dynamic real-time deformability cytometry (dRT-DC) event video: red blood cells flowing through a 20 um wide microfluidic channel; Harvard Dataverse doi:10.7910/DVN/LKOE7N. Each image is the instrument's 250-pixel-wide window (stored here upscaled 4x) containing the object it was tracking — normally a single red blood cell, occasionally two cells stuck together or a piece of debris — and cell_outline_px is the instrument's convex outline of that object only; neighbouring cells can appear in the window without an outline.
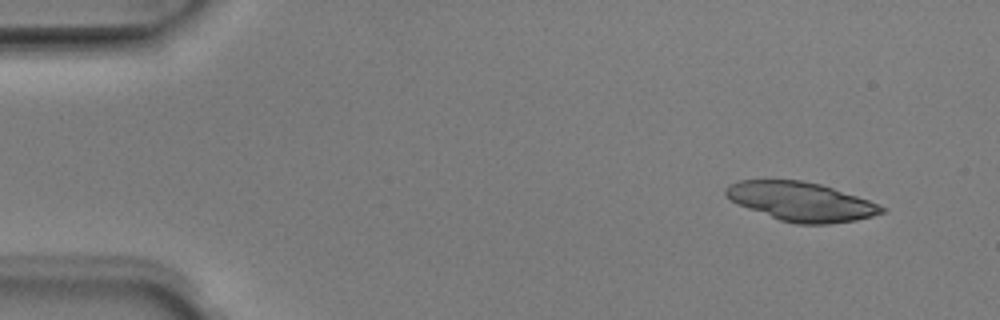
{"species": "Egyptian fruit bat (a non-hibernating species)", "species_latin": "Rousettus aegyptiacus", "temperature_condition": "room temperature", "stored_images_in_passage": 49, "camera_frame_rate_fps": 3000, "um_per_image_px": 0.085, "animal": {"sex": "male"}, "frame": {"image": 1, "passage_image": 4, "time_ms": 1.0, "image_size_px": [1000, 320], "cell_outline_px": [[884, 212], [872, 216], [856, 220], [828, 224], [796, 224], [780, 220], [748, 208], [732, 200], [724, 192], [724, 188], [728, 184], [740, 180], [800, 180], [820, 184], [880, 204], [884, 208]], "centroid_in_image_um": [68.08, 17.13], "position_along_channel_um": 16.9, "area_um2": 34.97}}
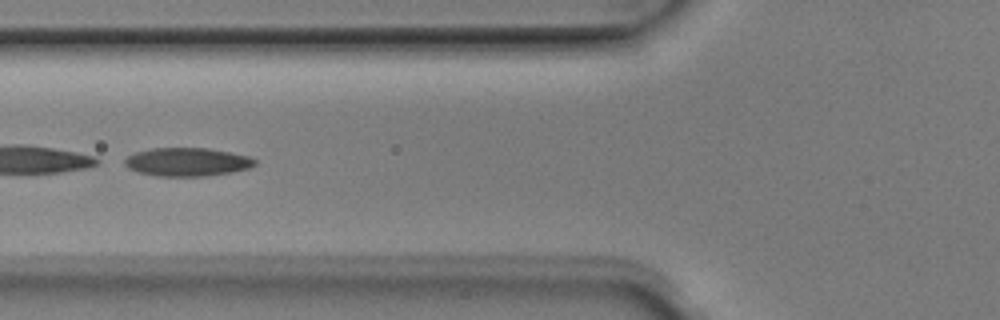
{"frame": {"image": 2, "passage_image": 19, "time_ms": 6.0, "image_size_px": [1000, 320], "cell_outline_px": [[256, 164], [252, 168], [232, 172], [208, 176], [160, 176], [140, 172], [128, 168], [124, 164], [124, 160], [128, 156], [136, 152], [152, 148], [208, 148], [248, 156], [256, 160]], "centroid_in_image_um": [15.94, 13.77], "position_along_channel_um": 109.9, "area_um2": 21.5}}
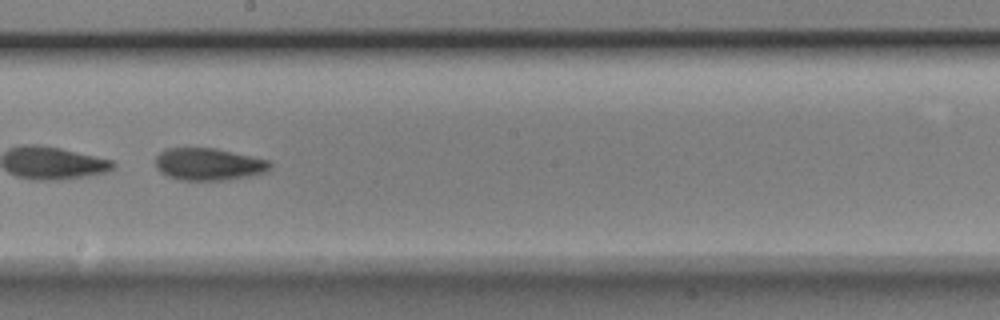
{"frame": {"image": 3, "passage_image": 28, "time_ms": 9.0, "image_size_px": [1000, 320], "cell_outline_px": [[272, 168], [264, 172], [248, 176], [224, 180], [180, 180], [168, 176], [160, 172], [156, 168], [156, 156], [164, 148], [216, 148], [252, 156], [268, 160], [272, 164]], "centroid_in_image_um": [17.72, 13.95], "position_along_channel_um": 230.5, "area_um2": 21.56}}